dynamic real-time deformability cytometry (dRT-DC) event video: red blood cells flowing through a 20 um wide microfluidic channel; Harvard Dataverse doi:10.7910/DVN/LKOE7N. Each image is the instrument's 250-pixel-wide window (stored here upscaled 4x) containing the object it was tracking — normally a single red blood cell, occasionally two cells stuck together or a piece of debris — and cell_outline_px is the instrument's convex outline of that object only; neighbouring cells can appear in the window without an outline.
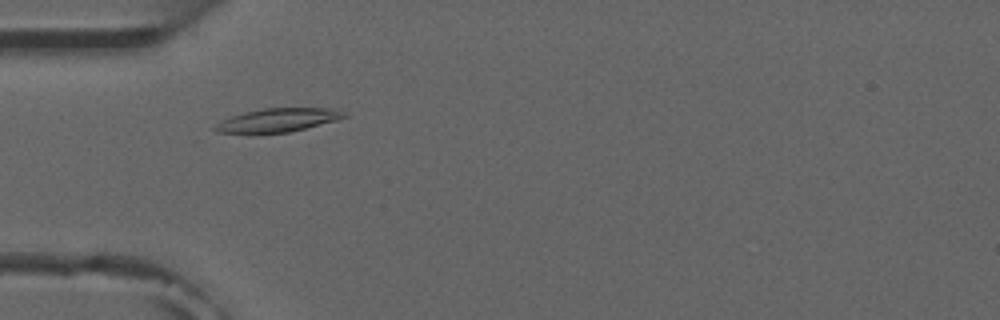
{"species": "common noctule bat (a hibernating species)", "species_latin": "Nyctalus noctula", "temperature_condition": "room temperature", "stored_images_in_passage": 5, "camera_frame_rate_fps": 3000, "um_per_image_px": 0.085, "animal": {"sex": "male", "forearm_length_mm": 52.5}, "frame": {"image": 1, "passage_image": 4, "time_ms": 3.667, "image_size_px": [1000, 320], "cell_outline_px": [[348, 116], [336, 120], [288, 132], [216, 132], [212, 128], [220, 120], [244, 112], [264, 108], [332, 108], [344, 112]], "centroid_in_image_um": [23.61, 10.19], "position_along_channel_um": 61.4, "area_um2": 17.28}}
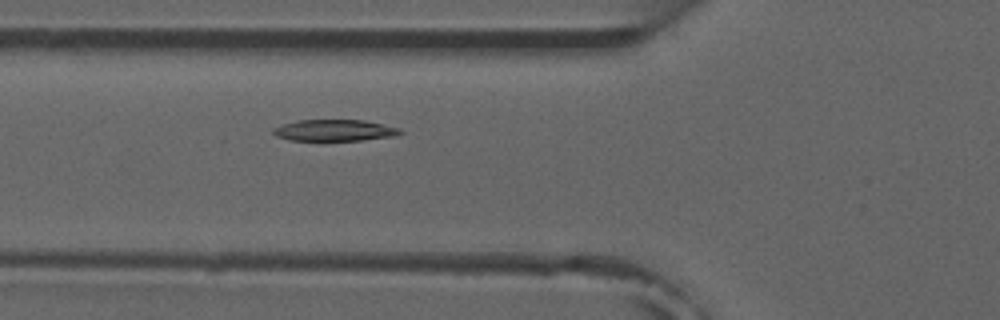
{"frame": {"image": 2, "passage_image": 5, "time_ms": 4.667, "image_size_px": [1000, 320], "cell_outline_px": [[404, 132], [396, 136], [360, 140], [292, 140], [276, 136], [272, 132], [272, 128], [296, 120], [364, 120], [400, 128]], "centroid_in_image_um": [28.45, 11.07], "position_along_channel_um": 97.3, "area_um2": 15.78}}